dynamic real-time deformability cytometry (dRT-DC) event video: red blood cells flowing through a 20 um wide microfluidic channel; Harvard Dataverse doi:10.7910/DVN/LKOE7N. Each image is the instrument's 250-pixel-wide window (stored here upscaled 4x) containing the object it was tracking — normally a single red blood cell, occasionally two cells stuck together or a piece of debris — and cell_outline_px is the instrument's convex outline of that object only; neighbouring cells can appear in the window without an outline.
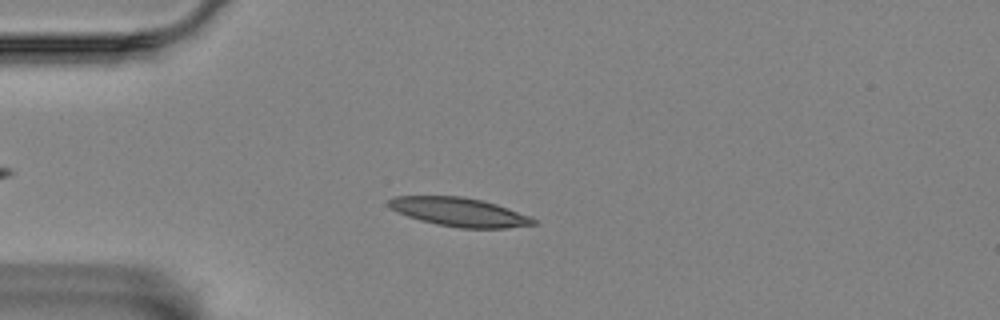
{"species": "Egyptian fruit bat (a non-hibernating species)", "species_latin": "Rousettus aegyptiacus", "temperature_condition": "room temperature", "stored_images_in_passage": 57, "camera_frame_rate_fps": 3000, "um_per_image_px": 0.085, "animal": {"sex": "female"}, "frame": {"image": 1, "passage_image": 14, "time_ms": 4.333, "image_size_px": [1000, 320], "cell_outline_px": [[536, 224], [508, 228], [460, 228], [436, 224], [420, 220], [396, 212], [388, 204], [388, 200], [396, 196], [464, 196], [496, 204], [532, 216], [536, 220]], "centroid_in_image_um": [39.07, 18.02], "position_along_channel_um": 45.9, "area_um2": 24.22}}
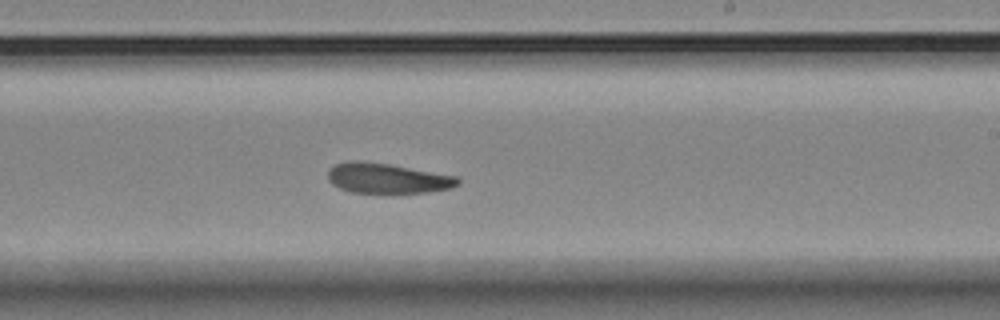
{"frame": {"image": 2, "passage_image": 34, "time_ms": 11.0, "image_size_px": [1000, 320], "cell_outline_px": [[460, 184], [452, 188], [428, 192], [392, 196], [352, 192], [340, 188], [332, 184], [328, 180], [328, 172], [336, 164], [348, 160], [360, 160], [388, 164], [456, 176], [460, 180]], "centroid_in_image_um": [32.93, 15.2], "position_along_channel_um": 256.1, "area_um2": 23.64}}
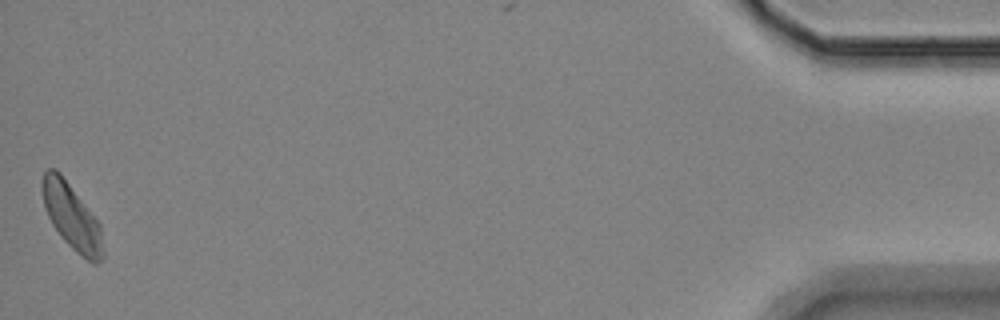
{"frame": {"image": 3, "passage_image": 57, "time_ms": 18.667, "image_size_px": [1000, 320], "cell_outline_px": [[104, 256], [96, 264], [92, 264], [76, 252], [64, 240], [52, 224], [44, 208], [40, 188], [40, 184], [44, 172], [48, 168], [56, 168], [60, 172], [100, 224], [104, 252]], "centroid_in_image_um": [6.07, 18.41], "position_along_channel_um": 429.1, "area_um2": 23.35}, "authors_computed_cell_mechanics": {"area_um2": 23.4668, "velocity_mm_per_s": 3.4194, "shape_relaxation_time_tau1_ms": null, "shape_relaxation_time_tau2_ms": 7.6777, "deformation_change_tau1": null, "deformation_change_tau2": 0.1539}}